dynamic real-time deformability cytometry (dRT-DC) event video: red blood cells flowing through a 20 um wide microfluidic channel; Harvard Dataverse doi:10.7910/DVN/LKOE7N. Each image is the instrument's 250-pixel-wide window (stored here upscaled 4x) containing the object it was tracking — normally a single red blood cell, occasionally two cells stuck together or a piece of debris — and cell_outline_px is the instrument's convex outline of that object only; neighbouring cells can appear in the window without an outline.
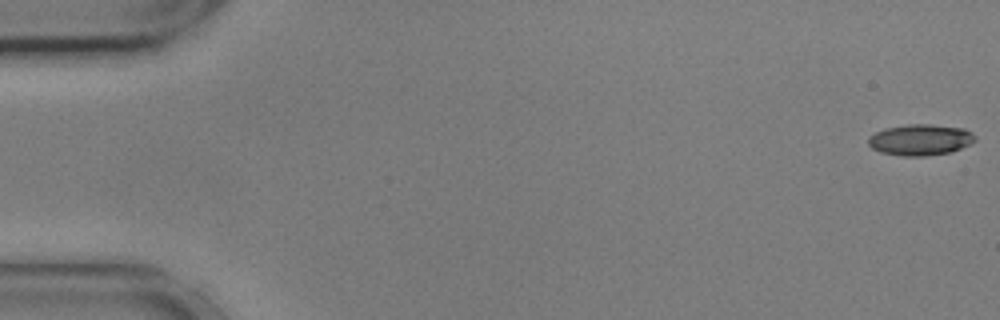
{"species": "common noctule bat (a hibernating species)", "species_latin": "Nyctalus noctula", "temperature_condition": "cold", "stored_images_in_passage": 56, "camera_frame_rate_fps": 3000, "um_per_image_px": 0.085, "animal": {"sex": "male", "body_mass_g": 17.9, "forearm_length_mm": 54.2}, "frame": {"image": 1, "passage_image": 1, "time_ms": 0.0, "image_size_px": [1000, 320], "cell_outline_px": [[976, 140], [952, 152], [924, 156], [900, 156], [880, 152], [872, 148], [868, 144], [868, 136], [884, 128], [908, 124], [928, 124], [964, 128], [972, 132], [976, 136]], "centroid_in_image_um": [78.21, 11.88], "position_along_channel_um": 6.8, "area_um2": 19.48}}
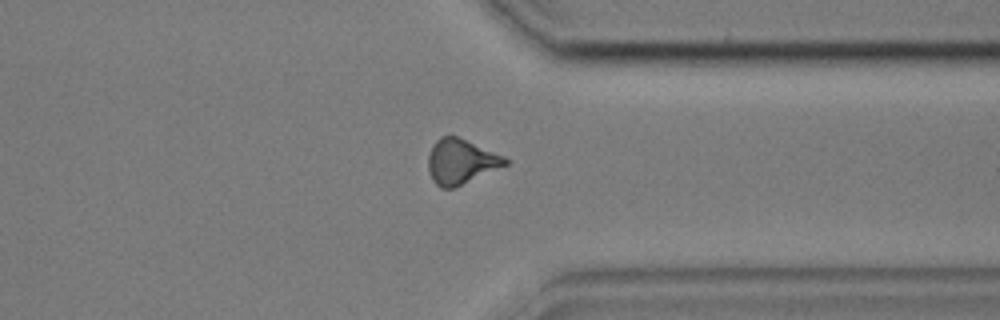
{"frame": {"image": 2, "passage_image": 43, "time_ms": 14.0, "image_size_px": [1000, 320], "cell_outline_px": [[508, 164], [456, 188], [440, 188], [432, 180], [428, 168], [428, 156], [432, 144], [440, 136], [456, 136], [504, 156], [508, 160]], "centroid_in_image_um": [39.15, 13.75], "position_along_channel_um": 372.2, "area_um2": 20.17}}
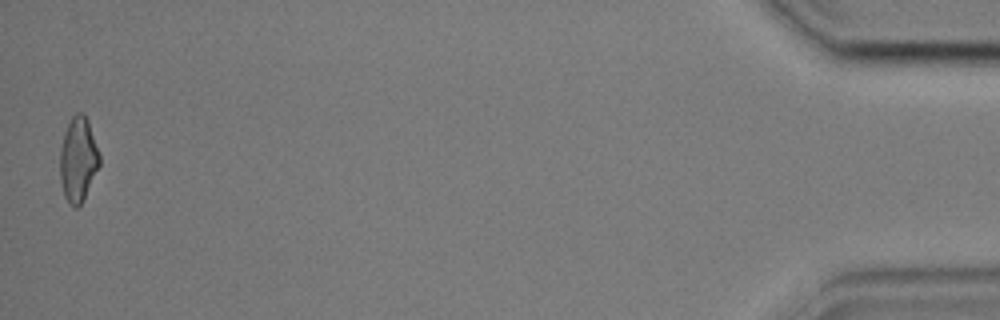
{"frame": {"image": 3, "passage_image": 55, "time_ms": 18.0, "image_size_px": [1000, 320], "cell_outline_px": [[100, 164], [84, 200], [76, 208], [72, 208], [68, 204], [64, 196], [60, 180], [60, 148], [64, 132], [72, 116], [76, 112], [84, 112], [88, 120], [100, 152]], "centroid_in_image_um": [6.65, 13.56], "position_along_channel_um": 428.6, "area_um2": 19.88}, "authors_computed_cell_mechanics": {"area_um2": 19.7098, "velocity_mm_per_s": 3.6204, "shape_relaxation_time_tau1_ms": 5.4508, "shape_relaxation_time_tau2_ms": 7.0577, "deformation_change_tau1": 0.1435, "deformation_change_tau2": 0.1596}}